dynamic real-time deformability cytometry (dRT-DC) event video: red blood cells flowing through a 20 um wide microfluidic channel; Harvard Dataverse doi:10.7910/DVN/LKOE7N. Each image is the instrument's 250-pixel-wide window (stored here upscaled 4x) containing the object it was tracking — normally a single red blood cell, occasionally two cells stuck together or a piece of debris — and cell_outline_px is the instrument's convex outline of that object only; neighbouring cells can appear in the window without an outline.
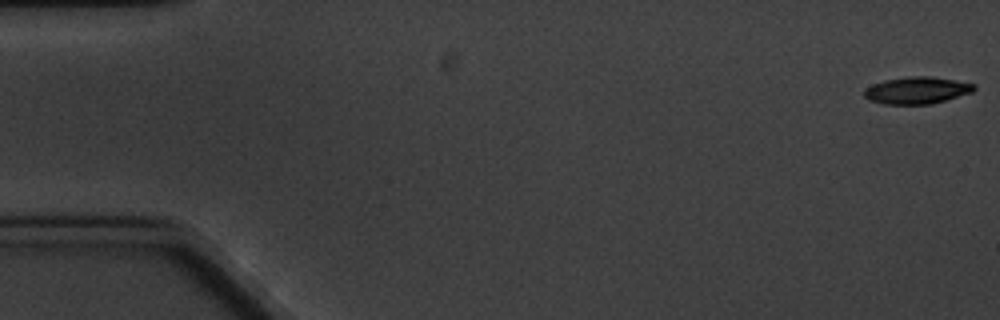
{"species": "common noctule bat (a hibernating species)", "species_latin": "Nyctalus noctula", "temperature_condition": "cold", "stored_images_in_passage": 7, "camera_frame_rate_fps": 3000, "um_per_image_px": 0.085, "animal": {"sex": "male", "body_mass_g": 20.1, "forearm_length_mm": 53.5}, "frame": {"image": 1, "passage_image": 1, "time_ms": 0.0, "image_size_px": [1000, 320], "cell_outline_px": [[976, 88], [972, 92], [944, 100], [928, 104], [884, 104], [868, 100], [864, 96], [864, 88], [872, 84], [884, 80], [912, 76], [932, 76], [976, 84]], "centroid_in_image_um": [77.9, 7.67], "position_along_channel_um": 7.1, "area_um2": 17.22}}
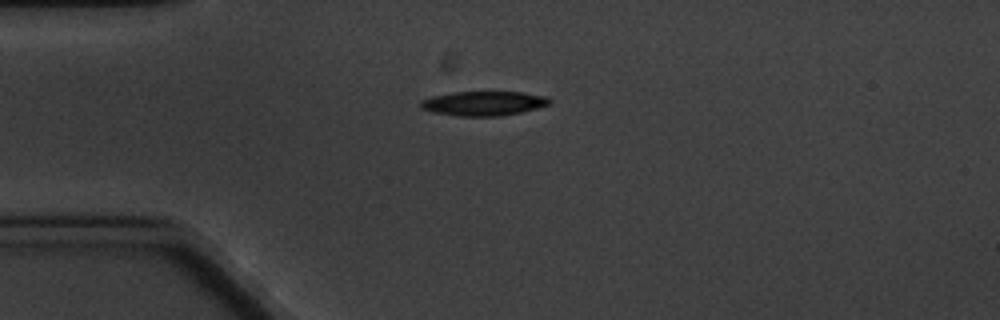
{"frame": {"image": 2, "passage_image": 5, "time_ms": 4.667, "image_size_px": [1000, 320], "cell_outline_px": [[552, 100], [548, 104], [536, 108], [520, 112], [500, 116], [460, 116], [432, 112], [420, 108], [420, 100], [432, 96], [452, 92], [524, 92], [544, 96]], "centroid_in_image_um": [41.06, 8.78], "position_along_channel_um": 43.9, "area_um2": 18.26}}